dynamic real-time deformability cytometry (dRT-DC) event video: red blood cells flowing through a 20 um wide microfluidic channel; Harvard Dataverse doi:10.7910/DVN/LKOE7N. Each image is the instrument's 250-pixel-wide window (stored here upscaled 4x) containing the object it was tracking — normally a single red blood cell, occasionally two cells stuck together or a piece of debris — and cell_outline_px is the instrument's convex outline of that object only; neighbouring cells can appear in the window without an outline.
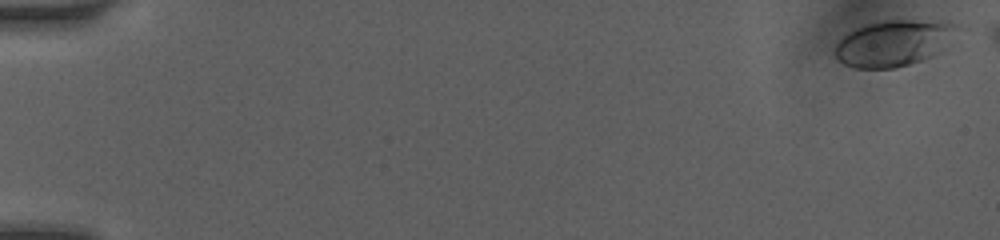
{"species": "human", "species_latin": "Homo sapiens", "temperature_condition": "room temperature", "stored_images_in_passage": 65, "camera_frame_rate_fps": 3000, "um_per_image_px": 0.085, "donor": {"sex": "female"}, "frame": {"image": 1, "passage_image": 1, "time_ms": 0.0, "image_size_px": [1000, 240], "cell_outline_px": [[956, 24], [940, 52], [932, 56], [908, 64], [892, 68], [856, 68], [844, 64], [836, 56], [836, 44], [848, 32], [864, 24], [876, 20], [948, 20]], "centroid_in_image_um": [75.9, 3.64], "position_along_channel_um": 9.1, "area_um2": 32.31}}
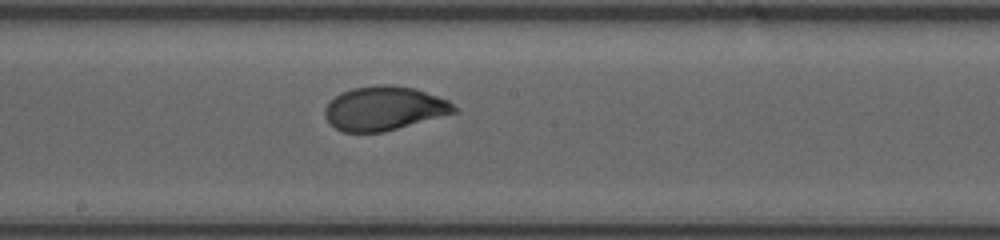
{"frame": {"image": 2, "passage_image": 36, "time_ms": 9.333, "image_size_px": [1000, 240], "cell_outline_px": [[460, 112], [384, 132], [344, 132], [336, 128], [324, 116], [324, 108], [340, 92], [352, 88], [376, 84], [392, 84], [416, 88], [448, 100]], "centroid_in_image_um": [32.69, 9.2], "position_along_channel_um": 215.5, "area_um2": 33.41}}
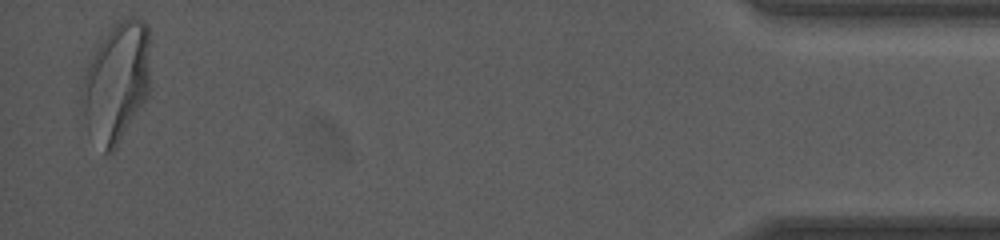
{"frame": {"image": 3, "passage_image": 63, "time_ms": 16.333, "image_size_px": [1000, 240], "cell_outline_px": [[148, 96], [112, 152], [104, 152], [88, 132], [80, 100], [80, 92], [84, 76], [88, 64], [96, 48], [108, 32], [116, 24], [128, 16], [136, 16], [144, 20], [148, 24]], "centroid_in_image_um": [9.88, 6.98], "position_along_channel_um": 425.3, "area_um2": 47.05}, "authors_computed_cell_mechanics": {"area_um2": 33.235, "velocity_mm_per_s": 4.0859, "shape_relaxation_time_tau1_ms": 3.2962, "shape_relaxation_time_tau2_ms": null, "deformation_change_tau1": 0.1686, "deformation_change_tau2": null}}